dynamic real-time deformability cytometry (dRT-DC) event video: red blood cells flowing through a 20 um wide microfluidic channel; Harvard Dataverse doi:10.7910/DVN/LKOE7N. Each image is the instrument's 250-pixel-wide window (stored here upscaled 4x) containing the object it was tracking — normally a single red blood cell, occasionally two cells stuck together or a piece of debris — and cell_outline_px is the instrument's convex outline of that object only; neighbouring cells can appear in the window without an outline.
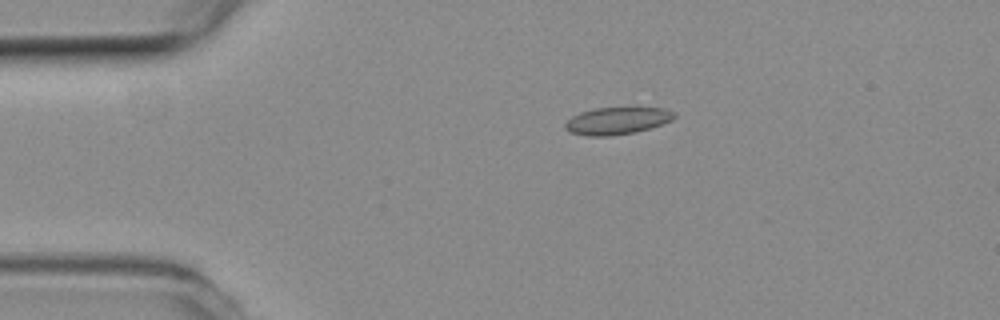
{"species": "common noctule bat (a hibernating species)", "species_latin": "Nyctalus noctula", "temperature_condition": "room temperature", "stored_images_in_passage": 5, "camera_frame_rate_fps": 3000, "um_per_image_px": 0.085, "animal": {"sex": "female", "body_mass_g": 19.3, "forearm_length_mm": 54.1}, "frame": {"image": 1, "passage_image": 3, "time_ms": 0.667, "image_size_px": [1000, 320], "cell_outline_px": [[676, 116], [672, 120], [636, 132], [608, 136], [588, 136], [572, 132], [564, 128], [564, 124], [572, 116], [580, 112], [596, 108], [664, 108], [676, 112]], "centroid_in_image_um": [52.45, 10.26], "position_along_channel_um": 32.5, "area_um2": 17.11}}